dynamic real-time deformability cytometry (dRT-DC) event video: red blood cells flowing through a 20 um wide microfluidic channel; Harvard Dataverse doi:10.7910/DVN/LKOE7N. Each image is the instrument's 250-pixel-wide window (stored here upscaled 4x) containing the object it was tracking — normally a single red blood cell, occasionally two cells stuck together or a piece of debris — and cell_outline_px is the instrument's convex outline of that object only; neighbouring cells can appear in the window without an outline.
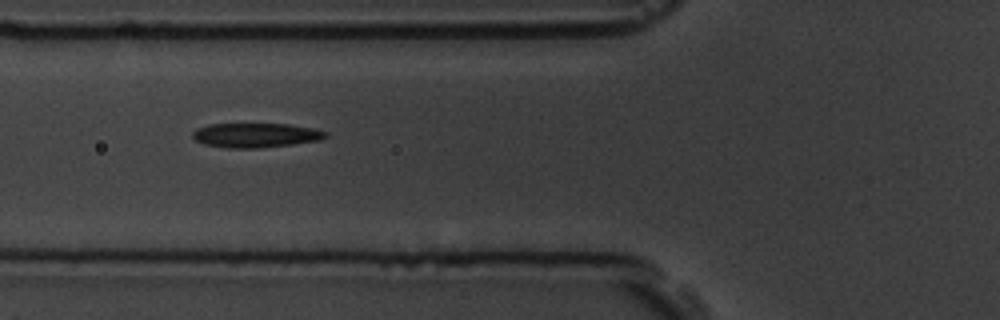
{"species": "common noctule bat (a hibernating species)", "species_latin": "Nyctalus noctula", "temperature_condition": "room temperature", "stored_images_in_passage": 11, "camera_frame_rate_fps": 3000, "um_per_image_px": 0.085, "animal": {"sex": "male", "body_mass_g": 19.5, "forearm_length_mm": 54.6}, "frame": {"image": 1, "passage_image": 2, "time_ms": 1.0, "image_size_px": [1000, 320], "cell_outline_px": [[328, 136], [320, 140], [292, 144], [260, 148], [228, 148], [204, 144], [196, 140], [192, 136], [192, 132], [196, 128], [208, 124], [288, 124], [312, 128], [328, 132]], "centroid_in_image_um": [21.73, 11.49], "position_along_channel_um": 104.1, "area_um2": 18.96}}
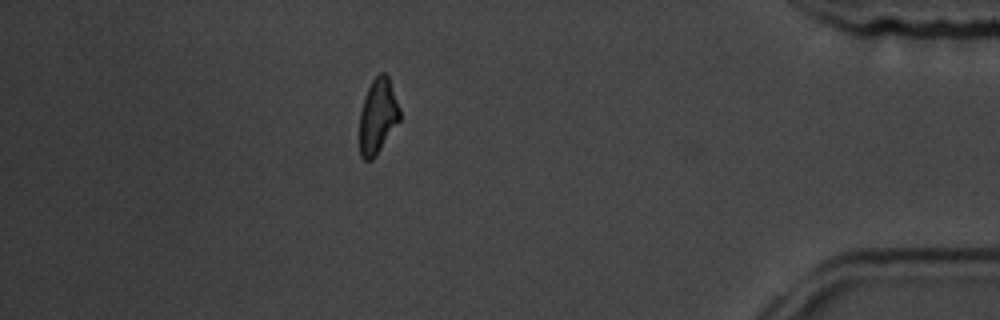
{"frame": {"image": 2, "passage_image": 10, "time_ms": 10.0, "image_size_px": [1000, 320], "cell_outline_px": [[400, 120], [376, 156], [372, 160], [364, 160], [360, 156], [360, 112], [364, 96], [372, 80], [380, 72], [384, 72], [388, 76], [400, 108]], "centroid_in_image_um": [32.11, 9.88], "position_along_channel_um": 403.1, "area_um2": 17.63}, "authors_computed_cell_mechanics": {"area_um2": 18.9584, "velocity_mm_per_s": 3.8166, "shape_relaxation_time_tau1_ms": 2.2289, "shape_relaxation_time_tau2_ms": 3.2635, "deformation_change_tau1": 0.1018, "deformation_change_tau2": 0.0832}}